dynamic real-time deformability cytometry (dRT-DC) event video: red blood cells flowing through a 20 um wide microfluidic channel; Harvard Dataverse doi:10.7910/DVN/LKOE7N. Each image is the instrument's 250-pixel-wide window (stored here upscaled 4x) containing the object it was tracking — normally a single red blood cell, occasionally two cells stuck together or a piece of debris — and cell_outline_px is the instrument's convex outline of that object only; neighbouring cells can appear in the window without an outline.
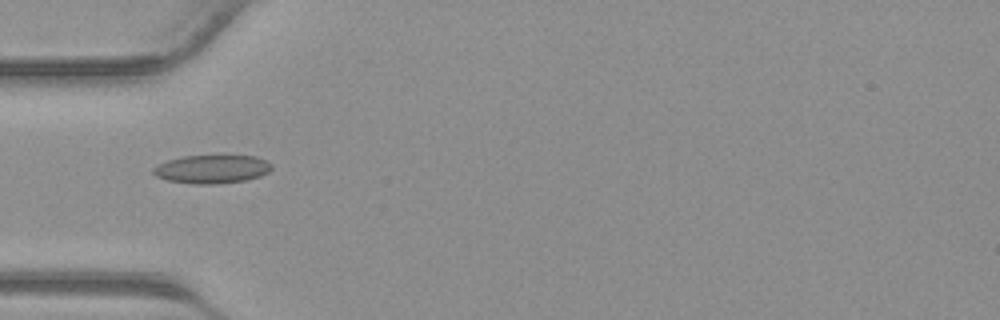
{"species": "common noctule bat (a hibernating species)", "species_latin": "Nyctalus noctula", "temperature_condition": "warm", "stored_images_in_passage": 33, "camera_frame_rate_fps": 3000, "um_per_image_px": 0.085, "animal": {"sex": "male", "body_mass_g": 23.1, "forearm_length_mm": 52.7}, "frame": {"image": 1, "passage_image": 5, "time_ms": 1.333, "image_size_px": [1000, 320], "cell_outline_px": [[272, 168], [268, 172], [260, 176], [244, 180], [216, 184], [192, 184], [168, 180], [156, 176], [152, 172], [152, 168], [168, 160], [184, 156], [224, 152], [256, 156], [268, 160], [272, 164]], "centroid_in_image_um": [18.07, 14.31], "position_along_channel_um": 66.9, "area_um2": 20.58}}
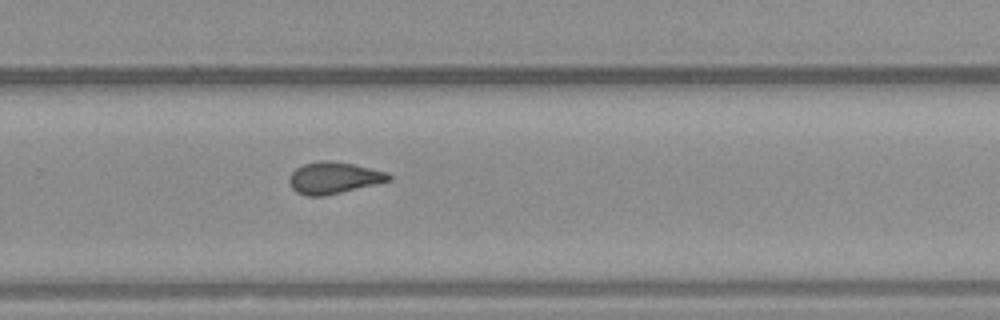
{"frame": {"image": 2, "passage_image": 19, "time_ms": 6.0, "image_size_px": [1000, 320], "cell_outline_px": [[392, 180], [324, 196], [308, 196], [296, 192], [292, 188], [288, 180], [288, 176], [296, 168], [304, 164], [328, 160], [352, 164], [388, 172], [392, 176]], "centroid_in_image_um": [28.36, 15.12], "position_along_channel_um": 301.4, "area_um2": 18.21}}
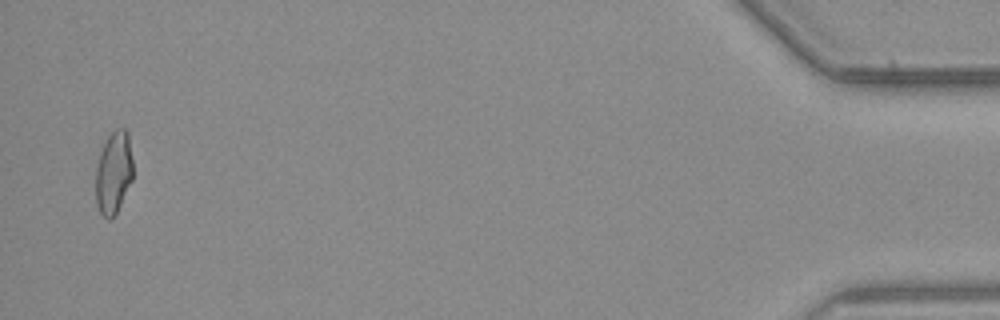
{"frame": {"image": 3, "passage_image": 32, "time_ms": 10.333, "image_size_px": [1000, 320], "cell_outline_px": [[132, 180], [112, 220], [108, 220], [100, 212], [96, 204], [96, 168], [100, 152], [104, 140], [116, 128], [124, 128], [128, 132], [132, 160]], "centroid_in_image_um": [9.65, 14.65], "position_along_channel_um": 425.6, "area_um2": 17.92}}